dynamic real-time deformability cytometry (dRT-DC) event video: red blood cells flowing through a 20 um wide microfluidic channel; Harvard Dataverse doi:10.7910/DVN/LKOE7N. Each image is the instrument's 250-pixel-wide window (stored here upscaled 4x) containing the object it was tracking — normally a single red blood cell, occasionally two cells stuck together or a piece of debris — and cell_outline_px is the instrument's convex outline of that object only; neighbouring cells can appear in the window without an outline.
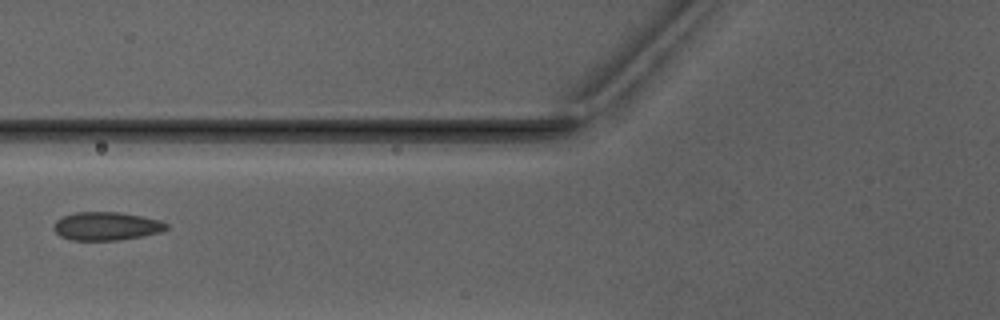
{"species": "Egyptian fruit bat (a non-hibernating species)", "species_latin": "Rousettus aegyptiacus", "temperature_condition": "warm", "stored_images_in_passage": 4, "camera_frame_rate_fps": 3000, "um_per_image_px": 0.085, "animal": {"sex": "male"}, "frame": {"image": 1, "passage_image": 4, "time_ms": 3.667, "image_size_px": [1000, 320], "cell_outline_px": [[168, 228], [160, 232], [140, 236], [116, 240], [72, 240], [60, 236], [52, 228], [56, 220], [64, 216], [76, 212], [120, 212], [160, 220], [168, 224]], "centroid_in_image_um": [9.02, 19.22], "position_along_channel_um": 116.8, "area_um2": 18.44}}